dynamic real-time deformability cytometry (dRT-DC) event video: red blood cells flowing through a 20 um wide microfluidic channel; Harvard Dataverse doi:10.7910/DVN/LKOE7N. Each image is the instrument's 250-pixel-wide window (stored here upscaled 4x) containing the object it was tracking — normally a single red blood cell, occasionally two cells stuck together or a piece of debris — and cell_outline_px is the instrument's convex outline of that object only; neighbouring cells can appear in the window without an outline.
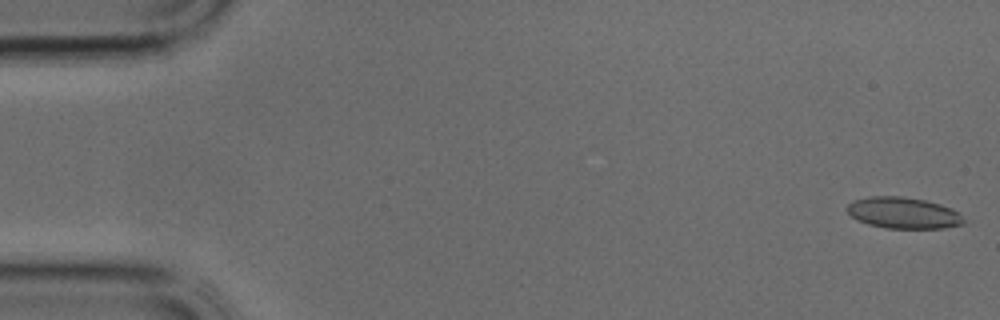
{"species": "common noctule bat (a hibernating species)", "species_latin": "Nyctalus noctula", "temperature_condition": "cold", "stored_images_in_passage": 9, "camera_frame_rate_fps": 3000, "um_per_image_px": 0.085, "animal": {"sex": "male", "body_mass_g": 17.9, "forearm_length_mm": 54.2}, "frame": {"image": 1, "passage_image": 1, "time_ms": 0.0, "image_size_px": [1000, 320], "cell_outline_px": [[964, 224], [944, 228], [884, 228], [868, 224], [856, 220], [848, 212], [848, 204], [852, 200], [868, 196], [904, 196], [924, 200], [940, 204], [952, 208], [960, 212], [964, 220]], "centroid_in_image_um": [76.79, 18.09], "position_along_channel_um": 8.2, "area_um2": 21.44}}